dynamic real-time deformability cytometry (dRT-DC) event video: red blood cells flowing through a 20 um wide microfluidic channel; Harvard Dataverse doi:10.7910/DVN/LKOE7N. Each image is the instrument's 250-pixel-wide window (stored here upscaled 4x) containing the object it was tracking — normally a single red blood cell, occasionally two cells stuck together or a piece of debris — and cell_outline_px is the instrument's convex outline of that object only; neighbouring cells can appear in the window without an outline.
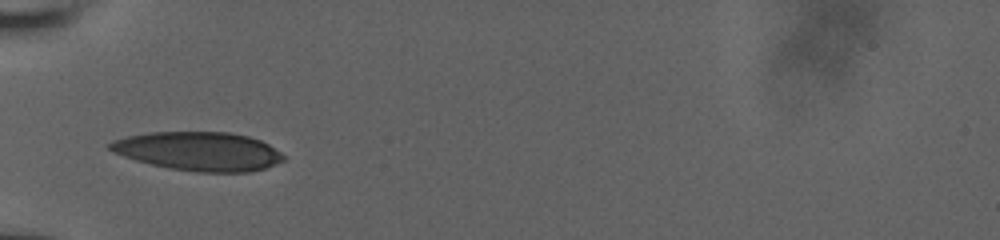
{"species": "human", "species_latin": "Homo sapiens", "temperature_condition": "room temperature", "stored_images_in_passage": 12, "camera_frame_rate_fps": 3000, "um_per_image_px": 0.085, "donor": {"sex": "male"}, "frame": {"image": 1, "passage_image": 1, "time_ms": 0.0, "image_size_px": [1000, 240], "cell_outline_px": [[284, 160], [264, 168], [248, 172], [196, 172], [168, 168], [136, 160], [112, 152], [108, 148], [108, 144], [112, 140], [128, 136], [152, 132], [228, 132], [248, 136], [260, 140], [268, 144], [280, 152], [284, 156]], "centroid_in_image_um": [16.87, 12.85], "position_along_channel_um": 68.1, "area_um2": 39.07}}
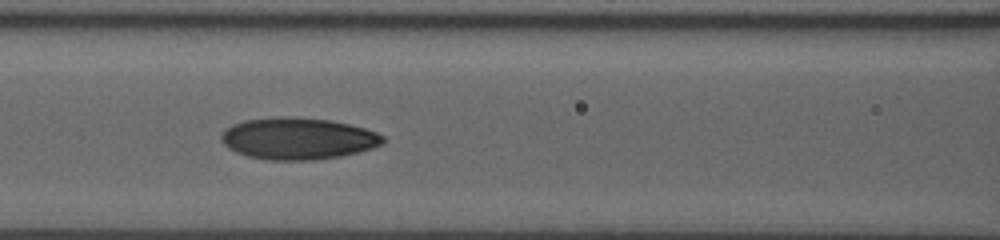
{"frame": {"image": 2, "passage_image": 6, "time_ms": 2.0, "image_size_px": [1000, 240], "cell_outline_px": [[384, 140], [380, 144], [372, 148], [360, 152], [340, 156], [312, 160], [268, 160], [248, 156], [236, 152], [228, 148], [220, 140], [220, 136], [232, 124], [244, 120], [280, 116], [288, 116], [328, 120], [348, 124], [364, 128], [376, 132], [384, 136]], "centroid_in_image_um": [25.3, 11.78], "position_along_channel_um": 141.3, "area_um2": 39.25}}
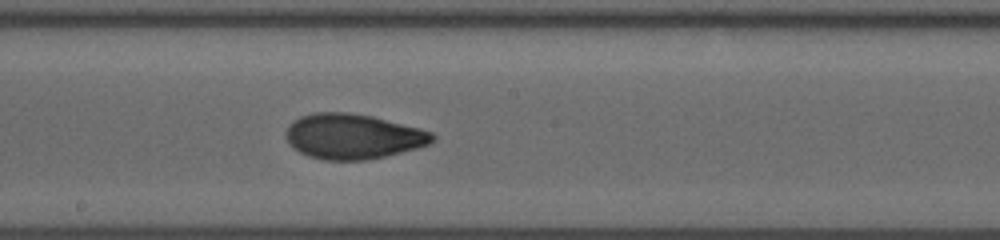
{"frame": {"image": 3, "passage_image": 12, "time_ms": 4.0, "image_size_px": [1000, 240], "cell_outline_px": [[436, 136], [428, 144], [416, 148], [384, 156], [364, 160], [324, 160], [308, 156], [292, 148], [288, 144], [284, 136], [284, 132], [300, 116], [312, 112], [348, 112], [372, 116], [420, 128], [432, 132]], "centroid_in_image_um": [29.96, 11.59], "position_along_channel_um": 218.2, "area_um2": 38.49}}